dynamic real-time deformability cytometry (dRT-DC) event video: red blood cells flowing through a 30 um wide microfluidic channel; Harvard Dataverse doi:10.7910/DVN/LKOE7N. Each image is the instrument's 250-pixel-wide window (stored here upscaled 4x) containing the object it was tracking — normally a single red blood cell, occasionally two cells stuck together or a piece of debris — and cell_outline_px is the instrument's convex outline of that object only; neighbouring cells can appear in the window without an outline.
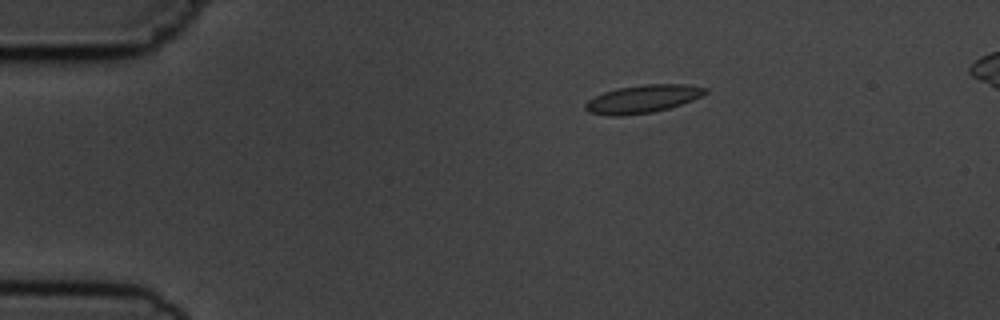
{"species": "common noctule bat (a hibernating species)", "species_latin": "Nyctalus noctula", "temperature_condition": "cold", "stored_images_in_passage": 9, "camera_frame_rate_fps": 3000, "um_per_image_px": 0.085, "animal": {"sex": "male", "body_mass_g": 19.5, "forearm_length_mm": 54.6}, "frame": {"image": 1, "passage_image": 2, "time_ms": 2.0, "image_size_px": [1000, 320], "cell_outline_px": [[708, 92], [692, 100], [668, 108], [652, 112], [620, 116], [612, 116], [588, 112], [584, 108], [584, 104], [588, 100], [604, 92], [620, 88], [644, 84], [684, 84], [708, 88]], "centroid_in_image_um": [54.62, 8.41], "position_along_channel_um": 30.4, "area_um2": 19.31}}
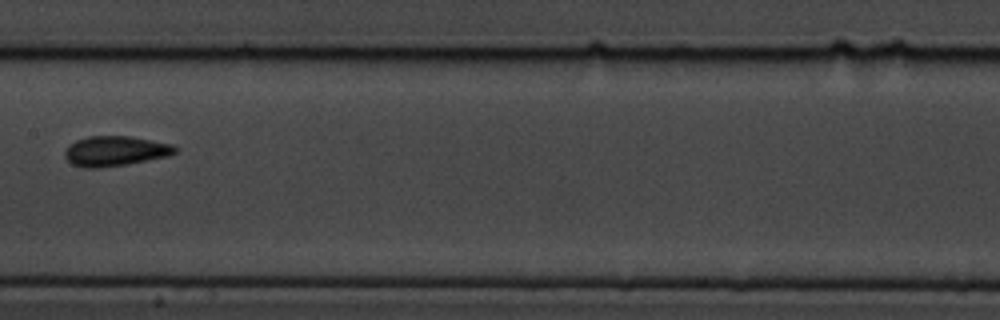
{"frame": {"image": 2, "passage_image": 7, "time_ms": 8.0, "image_size_px": [1000, 320], "cell_outline_px": [[176, 152], [168, 156], [128, 164], [100, 168], [80, 168], [72, 164], [64, 156], [64, 152], [68, 144], [76, 140], [88, 136], [128, 136], [172, 144], [176, 148]], "centroid_in_image_um": [9.74, 12.85], "position_along_channel_um": 197.7, "area_um2": 19.36}}
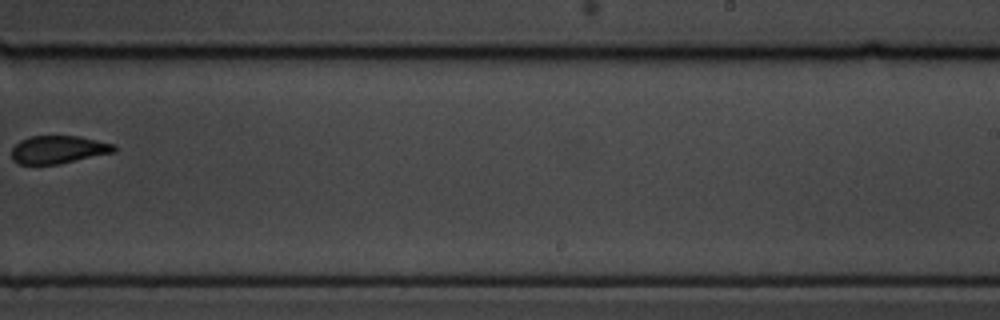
{"frame": {"image": 3, "passage_image": 9, "time_ms": 10.333, "image_size_px": [1000, 320], "cell_outline_px": [[116, 152], [60, 164], [16, 164], [12, 160], [12, 148], [20, 140], [32, 136], [80, 136], [116, 144]], "centroid_in_image_um": [4.99, 12.72], "position_along_channel_um": 284.0, "area_um2": 16.88}}